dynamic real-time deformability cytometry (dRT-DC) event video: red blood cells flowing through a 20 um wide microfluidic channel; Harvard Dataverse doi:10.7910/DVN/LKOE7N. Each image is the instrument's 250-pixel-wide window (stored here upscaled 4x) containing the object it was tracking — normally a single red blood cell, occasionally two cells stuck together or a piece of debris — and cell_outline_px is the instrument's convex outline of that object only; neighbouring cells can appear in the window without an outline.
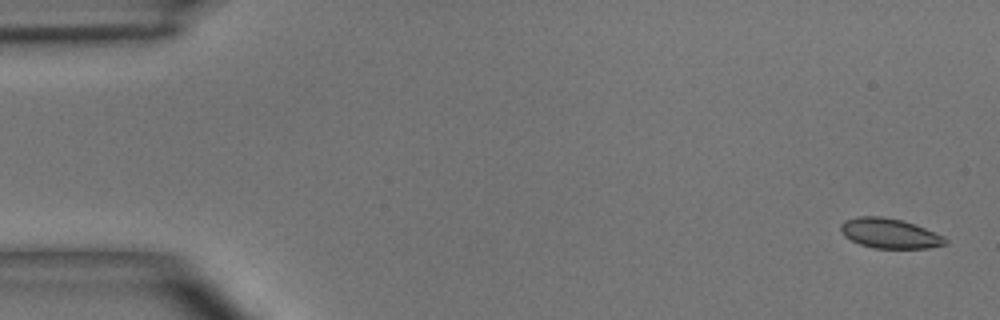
{"species": "common noctule bat (a hibernating species)", "species_latin": "Nyctalus noctula", "temperature_condition": "room temperature", "stored_images_in_passage": 4, "camera_frame_rate_fps": 3000, "um_per_image_px": 0.085, "animal": {"sex": "male", "body_mass_g": 15.6}, "frame": {"image": 1, "passage_image": 1, "time_ms": 0.0, "image_size_px": [1000, 320], "cell_outline_px": [[948, 244], [928, 248], [876, 248], [860, 244], [844, 236], [840, 232], [840, 224], [844, 220], [856, 216], [880, 216], [904, 220], [916, 224], [944, 236], [948, 240]], "centroid_in_image_um": [75.63, 19.82], "position_along_channel_um": 9.4, "area_um2": 18.44}}
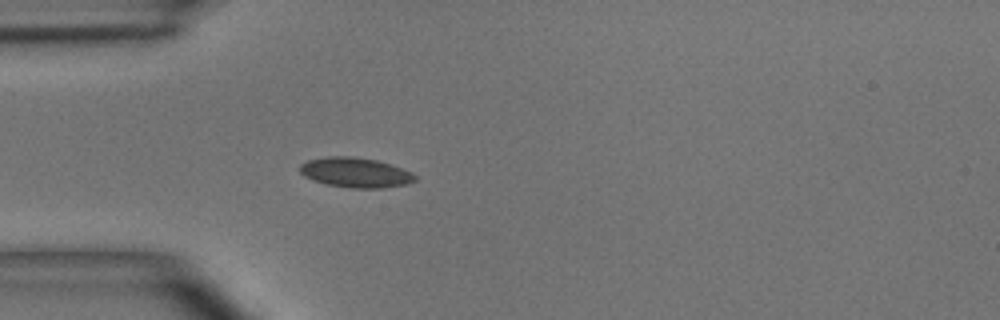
{"frame": {"image": 2, "passage_image": 4, "time_ms": 4.333, "image_size_px": [1000, 320], "cell_outline_px": [[416, 180], [408, 184], [384, 188], [348, 188], [328, 184], [312, 180], [304, 176], [300, 172], [300, 164], [308, 160], [328, 156], [352, 156], [376, 160], [412, 172], [416, 176]], "centroid_in_image_um": [30.21, 14.67], "position_along_channel_um": 54.8, "area_um2": 20.06}}